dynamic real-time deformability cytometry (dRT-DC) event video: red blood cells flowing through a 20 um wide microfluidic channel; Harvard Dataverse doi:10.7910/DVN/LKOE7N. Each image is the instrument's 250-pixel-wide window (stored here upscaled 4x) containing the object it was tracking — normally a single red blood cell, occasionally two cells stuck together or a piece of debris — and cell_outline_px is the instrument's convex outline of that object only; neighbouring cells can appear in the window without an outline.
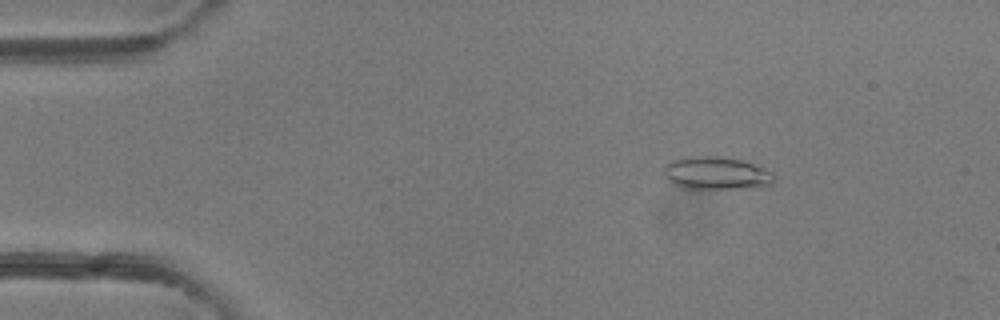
{"species": "common noctule bat (a hibernating species)", "species_latin": "Nyctalus noctula", "temperature_condition": "room temperature", "stored_images_in_passage": 47, "camera_frame_rate_fps": 3000, "um_per_image_px": 0.085, "animal": {"sex": "female"}, "frame": {"image": 1, "passage_image": 8, "time_ms": 2.333, "image_size_px": [1000, 320], "cell_outline_px": [[776, 176], [772, 184], [732, 188], [684, 188], [668, 180], [664, 176], [664, 168], [672, 160], [684, 156], [720, 156], [740, 160], [764, 168], [772, 172]], "centroid_in_image_um": [60.86, 14.7], "position_along_channel_um": 24.1, "area_um2": 20.69}}
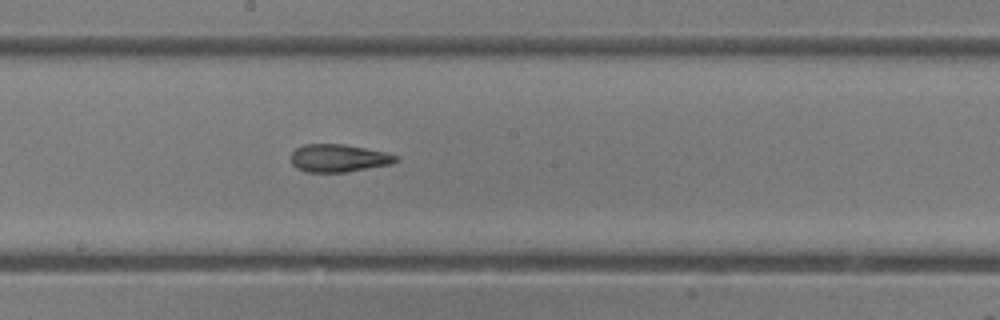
{"frame": {"image": 2, "passage_image": 27, "time_ms": 8.667, "image_size_px": [1000, 320], "cell_outline_px": [[400, 160], [392, 164], [344, 172], [308, 172], [296, 168], [292, 164], [292, 152], [296, 148], [304, 144], [344, 144], [388, 152], [396, 156]], "centroid_in_image_um": [28.8, 13.43], "position_along_channel_um": 219.4, "area_um2": 16.99}}
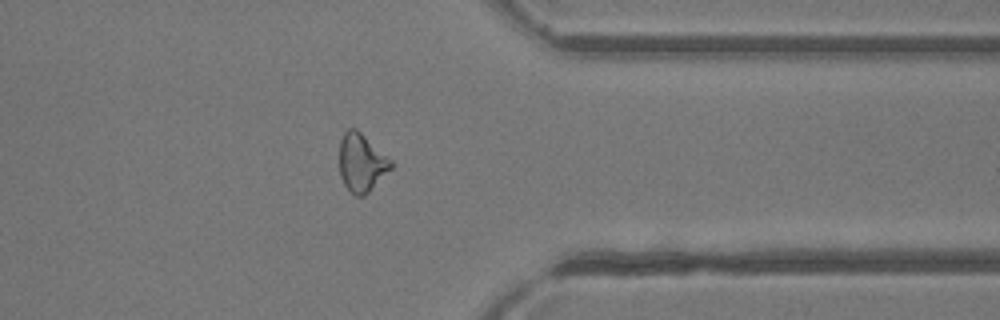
{"frame": {"image": 3, "passage_image": 39, "time_ms": 12.667, "image_size_px": [1000, 320], "cell_outline_px": [[392, 168], [364, 196], [356, 196], [344, 184], [340, 176], [340, 140], [344, 132], [348, 128], [356, 128], [392, 160]], "centroid_in_image_um": [30.73, 13.81], "position_along_channel_um": 380.7, "area_um2": 17.28}}